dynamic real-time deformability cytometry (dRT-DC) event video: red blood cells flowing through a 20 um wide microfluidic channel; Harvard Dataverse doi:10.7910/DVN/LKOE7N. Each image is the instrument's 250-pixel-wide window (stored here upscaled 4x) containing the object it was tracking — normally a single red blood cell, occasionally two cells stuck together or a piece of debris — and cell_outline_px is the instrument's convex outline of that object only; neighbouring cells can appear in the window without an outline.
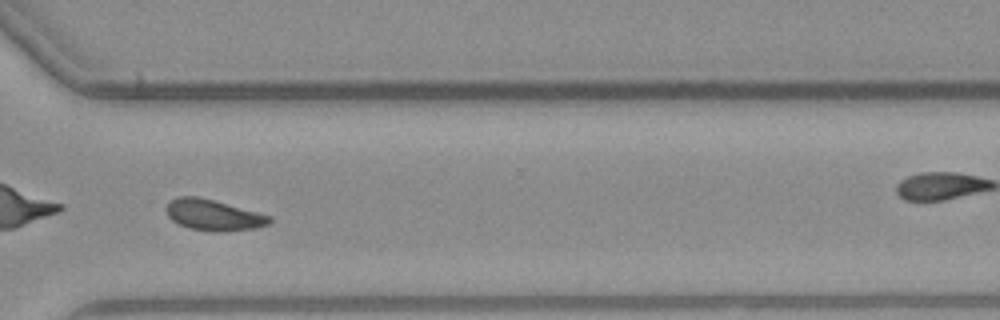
{"species": "common noctule bat (a hibernating species)", "species_latin": "Nyctalus noctula", "temperature_condition": "warm", "stored_images_in_passage": 46, "camera_frame_rate_fps": 3000, "um_per_image_px": 0.085, "animal": {"sex": "male", "body_mass_g": 23.1, "forearm_length_mm": 52.7}, "frame": {"image": 1, "passage_image": 33, "time_ms": 10.667, "image_size_px": [1000, 320], "cell_outline_px": [[272, 220], [268, 224], [256, 228], [220, 232], [212, 232], [188, 228], [172, 220], [168, 216], [168, 204], [176, 196], [196, 196], [212, 200], [272, 216]], "centroid_in_image_um": [18.16, 18.29], "position_along_channel_um": 352.4, "area_um2": 18.38}}
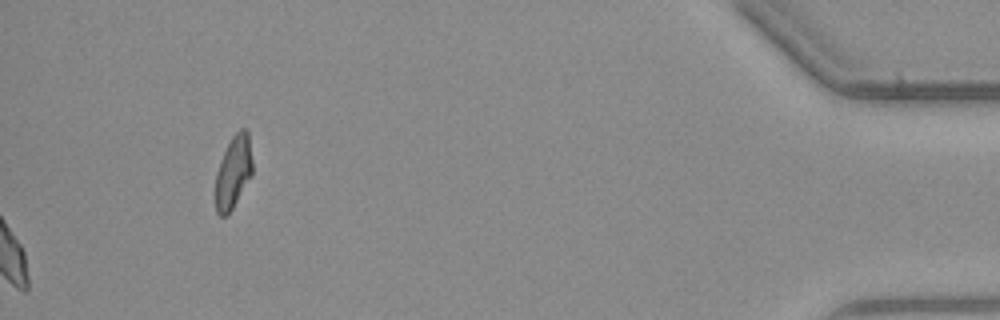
{"frame": {"image": 2, "passage_image": 46, "time_ms": 15.0, "image_size_px": [1000, 320], "cell_outline_px": [[252, 176], [232, 208], [224, 216], [220, 216], [216, 212], [216, 172], [220, 160], [232, 136], [240, 128], [244, 128], [248, 132], [252, 160]], "centroid_in_image_um": [19.84, 14.6], "position_along_channel_um": 415.4, "area_um2": 15.49}}